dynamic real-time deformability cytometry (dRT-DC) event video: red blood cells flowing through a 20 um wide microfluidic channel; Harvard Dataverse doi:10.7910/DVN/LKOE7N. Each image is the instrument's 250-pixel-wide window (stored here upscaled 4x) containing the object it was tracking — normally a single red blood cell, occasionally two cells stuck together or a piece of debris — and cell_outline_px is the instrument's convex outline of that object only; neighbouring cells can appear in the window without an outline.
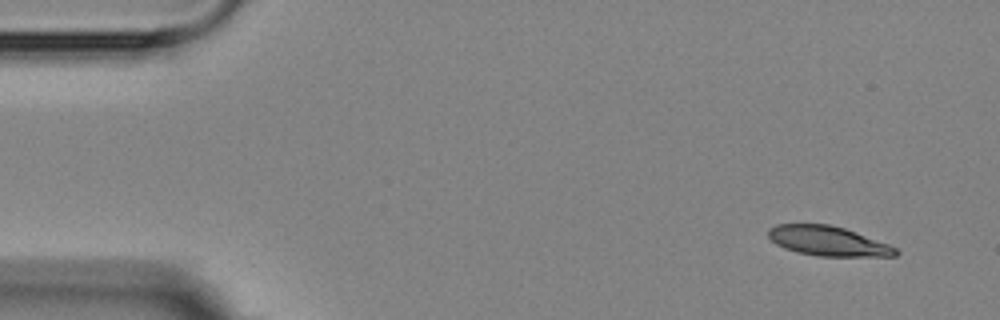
{"species": "Egyptian fruit bat (a non-hibernating species)", "species_latin": "Rousettus aegyptiacus", "temperature_condition": "room temperature", "stored_images_in_passage": 13, "camera_frame_rate_fps": 3000, "um_per_image_px": 0.085, "animal": {"sex": "female"}, "frame": {"image": 1, "passage_image": 1, "time_ms": 0.0, "image_size_px": [1000, 320], "cell_outline_px": [[900, 252], [896, 256], [816, 256], [796, 252], [784, 248], [776, 244], [768, 236], [768, 228], [776, 224], [828, 224], [844, 228], [856, 232], [888, 244], [896, 248]], "centroid_in_image_um": [70.36, 20.49], "position_along_channel_um": 14.6, "area_um2": 22.02}}
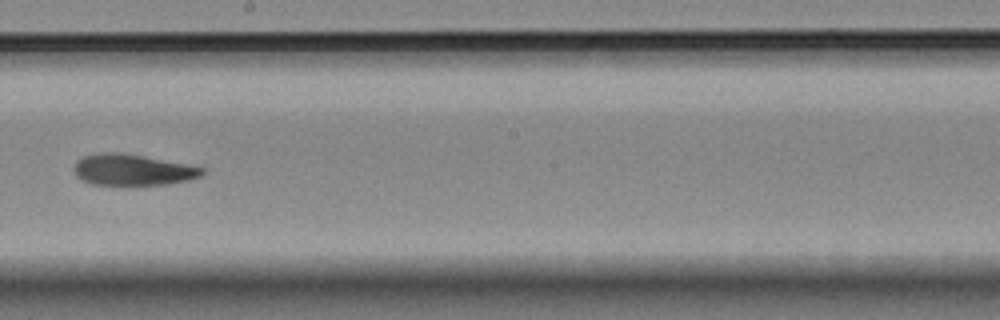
{"frame": {"image": 2, "passage_image": 8, "time_ms": 9.0, "image_size_px": [1000, 320], "cell_outline_px": [[204, 172], [200, 176], [188, 180], [168, 184], [128, 188], [92, 184], [76, 176], [72, 168], [76, 160], [84, 156], [96, 152], [120, 152], [144, 156], [204, 168]], "centroid_in_image_um": [11.2, 14.48], "position_along_channel_um": 237.0, "area_um2": 24.16}}
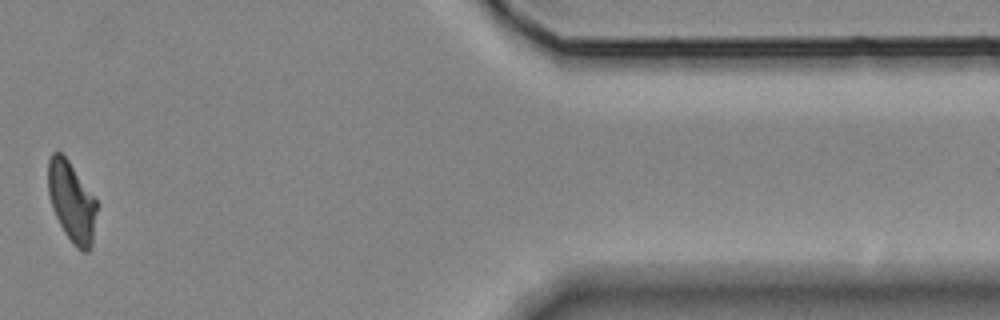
{"frame": {"image": 3, "passage_image": 13, "time_ms": 15.0, "image_size_px": [1000, 320], "cell_outline_px": [[100, 204], [92, 244], [88, 252], [80, 252], [72, 244], [64, 232], [52, 208], [48, 192], [48, 160], [52, 152], [60, 152], [68, 160]], "centroid_in_image_um": [6.13, 17.2], "position_along_channel_um": 405.3, "area_um2": 23.24}, "authors_computed_cell_mechanics": {"area_um2": 23.409, "velocity_mm_per_s": 3.6095, "shape_relaxation_time_tau1_ms": 3.9855, "shape_relaxation_time_tau2_ms": 4.1012, "deformation_change_tau1": 0.1345, "deformation_change_tau2": 0.0997}}